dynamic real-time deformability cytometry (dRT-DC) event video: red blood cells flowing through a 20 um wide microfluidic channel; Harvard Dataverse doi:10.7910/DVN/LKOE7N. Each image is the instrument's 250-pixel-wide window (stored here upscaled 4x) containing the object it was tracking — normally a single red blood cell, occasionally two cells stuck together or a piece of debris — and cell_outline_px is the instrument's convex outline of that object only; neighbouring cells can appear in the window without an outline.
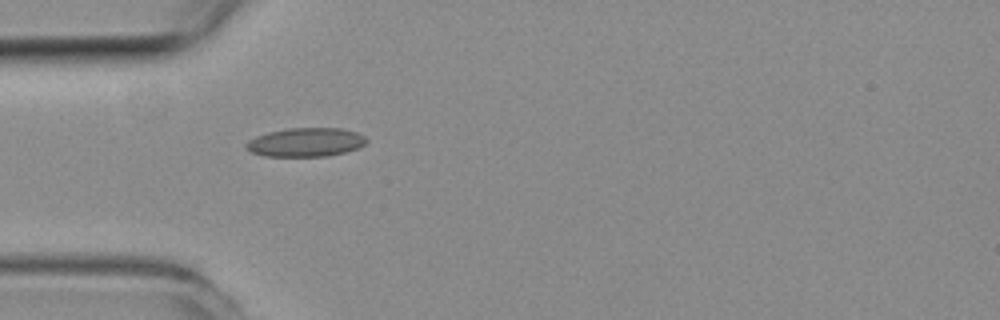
{"species": "common noctule bat (a hibernating species)", "species_latin": "Nyctalus noctula", "temperature_condition": "room temperature", "stored_images_in_passage": 37, "camera_frame_rate_fps": 3000, "um_per_image_px": 0.085, "animal": {"sex": "female", "body_mass_g": 19.3, "forearm_length_mm": 54.1}, "frame": {"image": 1, "passage_image": 1, "time_ms": 0.0, "image_size_px": [1000, 320], "cell_outline_px": [[368, 140], [364, 144], [356, 148], [344, 152], [328, 156], [264, 156], [252, 152], [244, 144], [248, 140], [256, 136], [268, 132], [288, 128], [340, 128], [356, 132], [364, 136]], "centroid_in_image_um": [25.97, 12.08], "position_along_channel_um": 59.0, "area_um2": 20.06}}
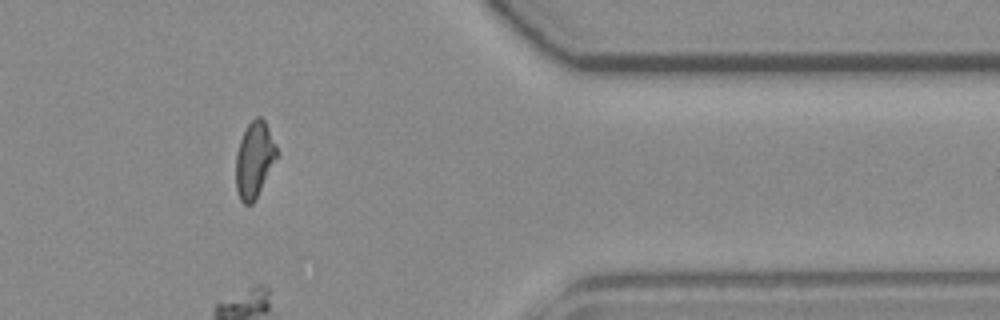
{"frame": {"image": 2, "passage_image": 28, "time_ms": 9.0, "image_size_px": [1000, 320], "cell_outline_px": [[276, 156], [256, 200], [252, 204], [244, 204], [240, 200], [236, 192], [236, 152], [240, 140], [248, 124], [256, 116], [260, 116], [264, 120], [276, 144]], "centroid_in_image_um": [21.59, 13.59], "position_along_channel_um": 389.8, "area_um2": 17.86}}
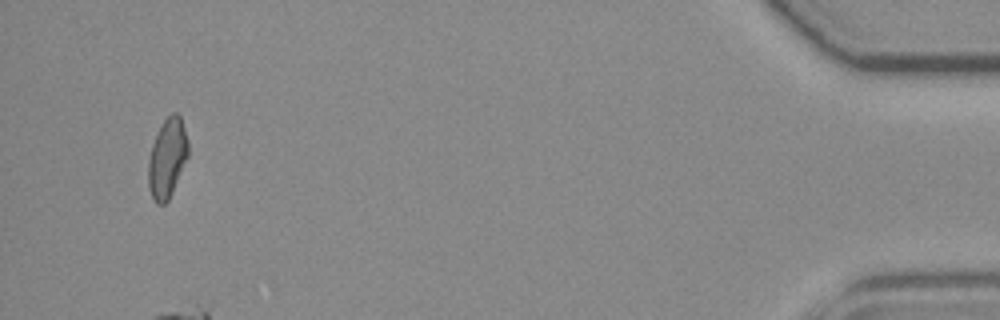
{"frame": {"image": 3, "passage_image": 35, "time_ms": 11.333, "image_size_px": [1000, 320], "cell_outline_px": [[188, 156], [172, 192], [168, 200], [164, 204], [156, 204], [152, 196], [148, 184], [148, 160], [152, 144], [164, 120], [172, 112], [176, 112], [180, 116], [188, 140]], "centroid_in_image_um": [14.21, 13.44], "position_along_channel_um": 421.0, "area_um2": 18.21}}